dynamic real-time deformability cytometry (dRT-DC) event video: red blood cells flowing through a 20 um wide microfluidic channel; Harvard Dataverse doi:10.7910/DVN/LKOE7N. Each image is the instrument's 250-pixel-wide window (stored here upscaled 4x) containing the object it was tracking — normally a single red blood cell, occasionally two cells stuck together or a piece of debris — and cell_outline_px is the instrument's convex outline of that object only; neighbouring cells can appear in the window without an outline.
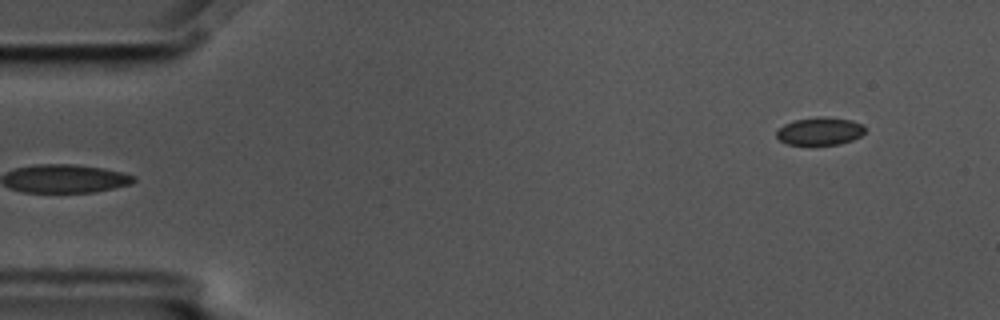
{"species": "common noctule bat (a hibernating species)", "species_latin": "Nyctalus noctula", "temperature_condition": "cold", "stored_images_in_passage": 5, "segment_of_instrument_passage": [2, 2], "camera_frame_rate_fps": 3000, "um_per_image_px": 0.085, "animal": {"sex": "male", "body_mass_g": 17.5, "forearm_length_mm": 52.3}, "frame": {"image": 1, "passage_image": 5, "time_ms": 1.333, "image_size_px": [1000, 320], "cell_outline_px": [[864, 132], [860, 136], [852, 140], [840, 144], [788, 144], [780, 140], [776, 136], [776, 132], [784, 124], [796, 120], [820, 116], [828, 116], [852, 120], [864, 124]], "centroid_in_image_um": [69.72, 11.13], "position_along_channel_um": 15.3, "area_um2": 14.28}}